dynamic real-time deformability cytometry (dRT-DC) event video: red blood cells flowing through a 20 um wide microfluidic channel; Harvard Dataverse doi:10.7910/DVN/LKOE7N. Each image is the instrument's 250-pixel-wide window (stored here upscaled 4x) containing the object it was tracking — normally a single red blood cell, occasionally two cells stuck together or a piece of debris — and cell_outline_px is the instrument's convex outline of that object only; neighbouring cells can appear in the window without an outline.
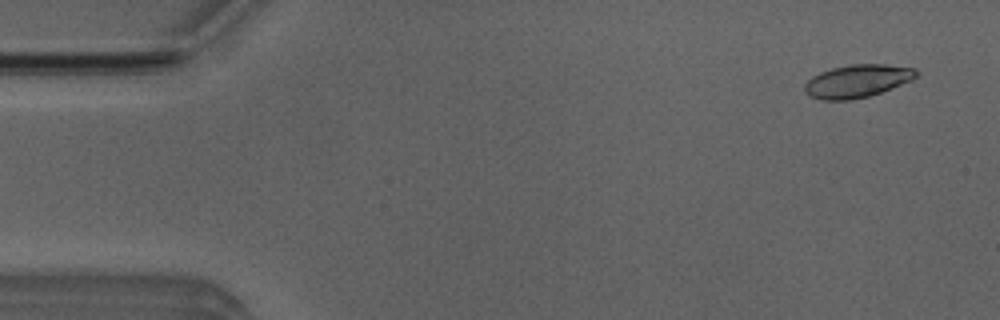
{"species": "Egyptian fruit bat (a non-hibernating species)", "species_latin": "Rousettus aegyptiacus", "temperature_condition": "room temperature", "stored_images_in_passage": 52, "camera_frame_rate_fps": 3000, "um_per_image_px": 0.085, "animal": {"sex": "male"}, "frame": {"image": 1, "passage_image": 3, "time_ms": 0.667, "image_size_px": [1000, 320], "cell_outline_px": [[916, 76], [912, 80], [892, 88], [868, 96], [852, 100], [820, 100], [808, 96], [804, 92], [804, 84], [812, 76], [820, 72], [832, 68], [848, 64], [884, 64], [916, 68]], "centroid_in_image_um": [72.82, 6.89], "position_along_channel_um": 12.2, "area_um2": 21.5}}
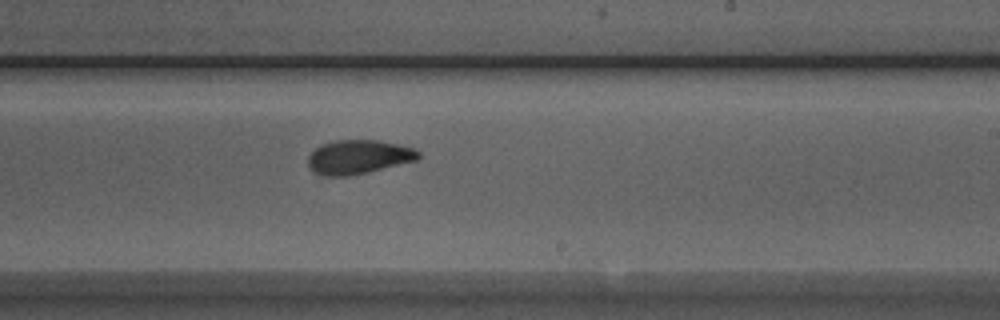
{"frame": {"image": 2, "passage_image": 31, "time_ms": 10.0, "image_size_px": [1000, 320], "cell_outline_px": [[420, 156], [416, 160], [368, 172], [348, 176], [324, 176], [312, 172], [308, 164], [308, 156], [320, 144], [332, 140], [376, 140], [396, 144], [412, 148], [420, 152]], "centroid_in_image_um": [30.42, 13.34], "position_along_channel_um": 258.6, "area_um2": 21.85}}
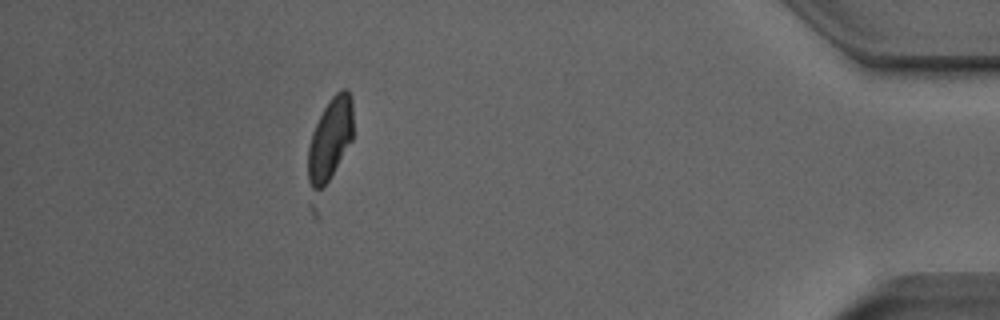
{"frame": {"image": 3, "passage_image": 47, "time_ms": 15.333, "image_size_px": [1000, 320], "cell_outline_px": [[352, 140], [328, 180], [320, 188], [312, 188], [308, 180], [308, 148], [312, 132], [328, 100], [340, 88], [348, 88], [352, 96]], "centroid_in_image_um": [28.07, 11.72], "position_along_channel_um": 407.1, "area_um2": 21.21}, "authors_computed_cell_mechanics": {"area_um2": 21.6172, "velocity_mm_per_s": 3.8713, "shape_relaxation_time_tau1_ms": 11.0944, "shape_relaxation_time_tau2_ms": null, "deformation_change_tau1": 0.2451, "deformation_change_tau2": null}}